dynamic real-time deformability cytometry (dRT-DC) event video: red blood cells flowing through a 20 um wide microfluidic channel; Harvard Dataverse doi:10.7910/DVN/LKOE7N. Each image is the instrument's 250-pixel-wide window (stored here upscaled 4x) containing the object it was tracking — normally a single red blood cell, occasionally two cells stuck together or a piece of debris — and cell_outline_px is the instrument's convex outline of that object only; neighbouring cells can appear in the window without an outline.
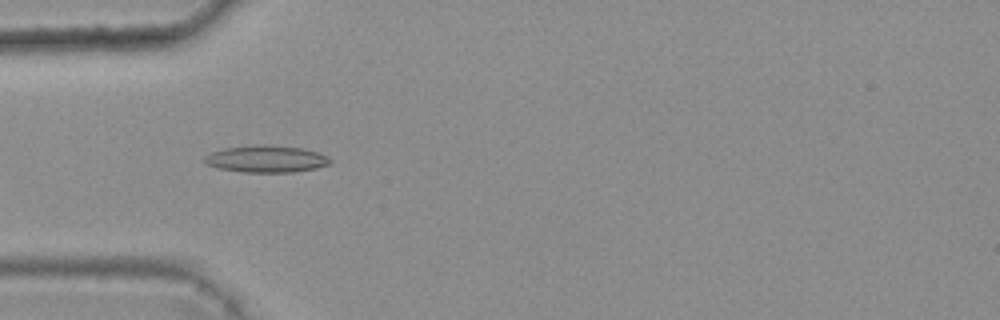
{"species": "common noctule bat (a hibernating species)", "species_latin": "Nyctalus noctula", "temperature_condition": "warm", "stored_images_in_passage": 4, "camera_frame_rate_fps": 3000, "um_per_image_px": 0.085, "animal": {"sex": "female", "body_mass_g": 25.1}, "frame": {"image": 1, "passage_image": 3, "time_ms": 0.667, "image_size_px": [1000, 320], "cell_outline_px": [[332, 160], [328, 164], [316, 168], [292, 172], [244, 172], [220, 168], [208, 164], [204, 160], [204, 156], [212, 152], [224, 148], [252, 144], [264, 144], [304, 148], [328, 156]], "centroid_in_image_um": [22.64, 13.49], "position_along_channel_um": 62.4, "area_um2": 19.71}}
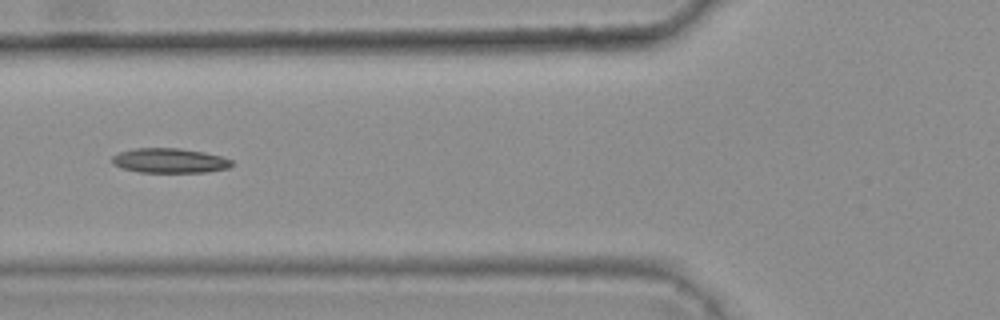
{"frame": {"image": 2, "passage_image": 4, "time_ms": 1.0, "image_size_px": [1000, 320], "cell_outline_px": [[232, 164], [228, 168], [204, 172], [140, 172], [120, 168], [112, 164], [112, 156], [120, 152], [136, 148], [180, 148], [204, 152], [220, 156], [232, 160]], "centroid_in_image_um": [14.38, 13.65], "position_along_channel_um": 111.4, "area_um2": 17.17}}